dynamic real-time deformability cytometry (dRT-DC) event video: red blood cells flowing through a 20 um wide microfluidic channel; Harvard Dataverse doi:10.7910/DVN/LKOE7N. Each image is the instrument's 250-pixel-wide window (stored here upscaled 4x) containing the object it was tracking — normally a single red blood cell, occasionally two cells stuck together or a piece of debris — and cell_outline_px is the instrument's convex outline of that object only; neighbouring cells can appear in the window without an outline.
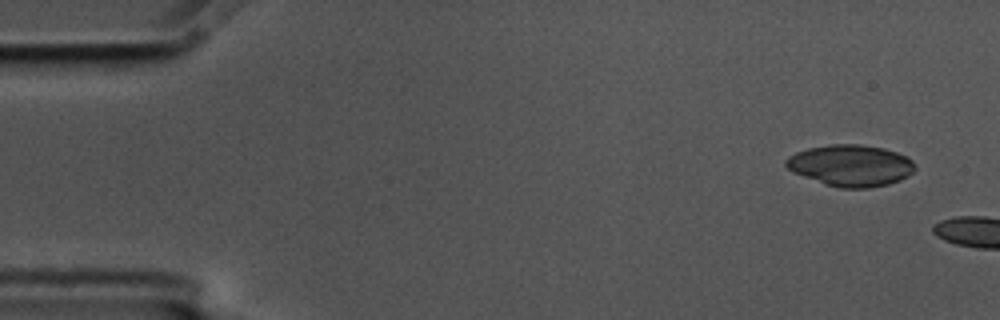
{"species": "common noctule bat (a hibernating species)", "species_latin": "Nyctalus noctula", "temperature_condition": "cold", "stored_images_in_passage": 4, "camera_frame_rate_fps": 3000, "um_per_image_px": 0.085, "animal": {"sex": "male", "body_mass_g": 17.5, "forearm_length_mm": 52.3}, "frame": {"image": 1, "passage_image": 1, "time_ms": 0.0, "image_size_px": [1000, 320], "cell_outline_px": [[916, 168], [908, 176], [900, 180], [888, 184], [868, 188], [840, 188], [824, 184], [792, 172], [784, 164], [784, 160], [788, 156], [796, 152], [808, 148], [828, 144], [860, 144], [884, 148], [908, 156], [912, 160]], "centroid_in_image_um": [72.3, 14.06], "position_along_channel_um": 12.7, "area_um2": 31.44}}